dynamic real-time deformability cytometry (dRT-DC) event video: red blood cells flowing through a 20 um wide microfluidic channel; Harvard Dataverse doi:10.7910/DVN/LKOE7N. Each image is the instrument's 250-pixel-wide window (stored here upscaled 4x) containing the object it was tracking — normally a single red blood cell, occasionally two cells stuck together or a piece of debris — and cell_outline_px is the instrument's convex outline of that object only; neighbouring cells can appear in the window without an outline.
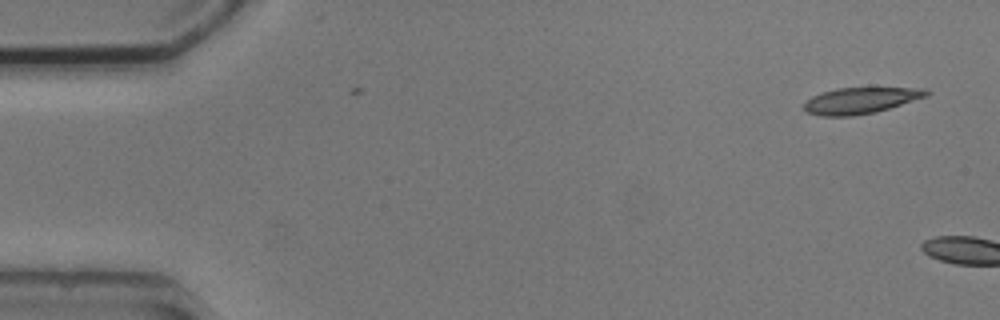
{"species": "common noctule bat (a hibernating species)", "species_latin": "Nyctalus noctula", "temperature_condition": "cold", "stored_images_in_passage": 2, "camera_frame_rate_fps": 3000, "um_per_image_px": 0.085, "animal": {"sex": "male", "body_mass_g": 20.5, "forearm_length_mm": 52.5}, "frame": {"image": 1, "passage_image": 1, "time_ms": 0.0, "image_size_px": [1000, 320], "cell_outline_px": [[932, 92], [928, 96], [876, 112], [852, 116], [820, 116], [808, 112], [804, 108], [804, 104], [812, 96], [836, 88], [924, 88]], "centroid_in_image_um": [73.18, 8.54], "position_along_channel_um": 11.8, "area_um2": 18.55}}